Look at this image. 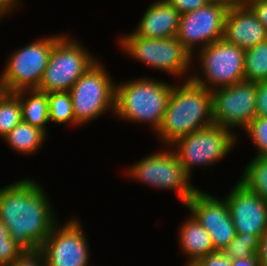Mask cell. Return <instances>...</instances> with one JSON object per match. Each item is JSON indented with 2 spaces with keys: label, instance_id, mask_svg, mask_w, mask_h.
Masks as SVG:
<instances>
[{
  "label": "cell",
  "instance_id": "6da1fadb",
  "mask_svg": "<svg viewBox=\"0 0 267 266\" xmlns=\"http://www.w3.org/2000/svg\"><path fill=\"white\" fill-rule=\"evenodd\" d=\"M36 182L28 177L0 188V220L23 252L39 250L57 223L45 190Z\"/></svg>",
  "mask_w": 267,
  "mask_h": 266
},
{
  "label": "cell",
  "instance_id": "7a4b0ae2",
  "mask_svg": "<svg viewBox=\"0 0 267 266\" xmlns=\"http://www.w3.org/2000/svg\"><path fill=\"white\" fill-rule=\"evenodd\" d=\"M213 124L211 90L187 78L183 84L173 85L162 124L155 134L167 148L179 138Z\"/></svg>",
  "mask_w": 267,
  "mask_h": 266
},
{
  "label": "cell",
  "instance_id": "3957f363",
  "mask_svg": "<svg viewBox=\"0 0 267 266\" xmlns=\"http://www.w3.org/2000/svg\"><path fill=\"white\" fill-rule=\"evenodd\" d=\"M174 84L150 77L115 82L114 116L124 121L146 123L152 131L160 128Z\"/></svg>",
  "mask_w": 267,
  "mask_h": 266
},
{
  "label": "cell",
  "instance_id": "277c9868",
  "mask_svg": "<svg viewBox=\"0 0 267 266\" xmlns=\"http://www.w3.org/2000/svg\"><path fill=\"white\" fill-rule=\"evenodd\" d=\"M118 44L132 59L155 70L169 73L176 78L184 79L183 77L188 76L187 71L189 72L193 58L177 37L154 39L129 32L119 38Z\"/></svg>",
  "mask_w": 267,
  "mask_h": 266
},
{
  "label": "cell",
  "instance_id": "5b68a950",
  "mask_svg": "<svg viewBox=\"0 0 267 266\" xmlns=\"http://www.w3.org/2000/svg\"><path fill=\"white\" fill-rule=\"evenodd\" d=\"M76 38L64 34L54 45L38 91L69 92L75 82L97 61Z\"/></svg>",
  "mask_w": 267,
  "mask_h": 266
},
{
  "label": "cell",
  "instance_id": "8992f818",
  "mask_svg": "<svg viewBox=\"0 0 267 266\" xmlns=\"http://www.w3.org/2000/svg\"><path fill=\"white\" fill-rule=\"evenodd\" d=\"M75 122L83 126L106 112L115 113V83L99 59L71 87Z\"/></svg>",
  "mask_w": 267,
  "mask_h": 266
},
{
  "label": "cell",
  "instance_id": "52a82bcc",
  "mask_svg": "<svg viewBox=\"0 0 267 266\" xmlns=\"http://www.w3.org/2000/svg\"><path fill=\"white\" fill-rule=\"evenodd\" d=\"M238 135L218 125H211L176 140L170 148L184 172L191 177L193 167L212 166L227 156L237 144Z\"/></svg>",
  "mask_w": 267,
  "mask_h": 266
},
{
  "label": "cell",
  "instance_id": "ba28073f",
  "mask_svg": "<svg viewBox=\"0 0 267 266\" xmlns=\"http://www.w3.org/2000/svg\"><path fill=\"white\" fill-rule=\"evenodd\" d=\"M61 33L45 38L13 51L8 57L4 71L0 73L3 90L17 92L38 89L48 65L53 45L63 36Z\"/></svg>",
  "mask_w": 267,
  "mask_h": 266
},
{
  "label": "cell",
  "instance_id": "9c48e42d",
  "mask_svg": "<svg viewBox=\"0 0 267 266\" xmlns=\"http://www.w3.org/2000/svg\"><path fill=\"white\" fill-rule=\"evenodd\" d=\"M197 62L200 75L196 72L188 78L208 90L230 86L245 79V50L224 39L198 48ZM204 77V78H203Z\"/></svg>",
  "mask_w": 267,
  "mask_h": 266
},
{
  "label": "cell",
  "instance_id": "30bf717a",
  "mask_svg": "<svg viewBox=\"0 0 267 266\" xmlns=\"http://www.w3.org/2000/svg\"><path fill=\"white\" fill-rule=\"evenodd\" d=\"M126 170L128 177L148 184L149 187L173 190L184 206L198 189L190 183V177L184 172L183 166L170 146L165 151L142 158L128 166Z\"/></svg>",
  "mask_w": 267,
  "mask_h": 266
},
{
  "label": "cell",
  "instance_id": "8fae6325",
  "mask_svg": "<svg viewBox=\"0 0 267 266\" xmlns=\"http://www.w3.org/2000/svg\"><path fill=\"white\" fill-rule=\"evenodd\" d=\"M211 93L215 125L236 135L234 129L245 131L256 117L257 82L244 79L230 86L213 89Z\"/></svg>",
  "mask_w": 267,
  "mask_h": 266
},
{
  "label": "cell",
  "instance_id": "7c38bea8",
  "mask_svg": "<svg viewBox=\"0 0 267 266\" xmlns=\"http://www.w3.org/2000/svg\"><path fill=\"white\" fill-rule=\"evenodd\" d=\"M57 222L39 249L46 266H89L90 251L86 233L78 217H70L65 225Z\"/></svg>",
  "mask_w": 267,
  "mask_h": 266
},
{
  "label": "cell",
  "instance_id": "4fadbf2b",
  "mask_svg": "<svg viewBox=\"0 0 267 266\" xmlns=\"http://www.w3.org/2000/svg\"><path fill=\"white\" fill-rule=\"evenodd\" d=\"M228 9L221 4L208 3L202 8L180 15L176 37L192 58L197 47L202 49L223 39Z\"/></svg>",
  "mask_w": 267,
  "mask_h": 266
},
{
  "label": "cell",
  "instance_id": "5bb4252c",
  "mask_svg": "<svg viewBox=\"0 0 267 266\" xmlns=\"http://www.w3.org/2000/svg\"><path fill=\"white\" fill-rule=\"evenodd\" d=\"M185 206L210 234L215 250L222 251L236 236L225 198L221 200L197 189Z\"/></svg>",
  "mask_w": 267,
  "mask_h": 266
},
{
  "label": "cell",
  "instance_id": "9a60e30c",
  "mask_svg": "<svg viewBox=\"0 0 267 266\" xmlns=\"http://www.w3.org/2000/svg\"><path fill=\"white\" fill-rule=\"evenodd\" d=\"M236 234L259 238L267 231V201L237 181L225 196Z\"/></svg>",
  "mask_w": 267,
  "mask_h": 266
},
{
  "label": "cell",
  "instance_id": "2e32d148",
  "mask_svg": "<svg viewBox=\"0 0 267 266\" xmlns=\"http://www.w3.org/2000/svg\"><path fill=\"white\" fill-rule=\"evenodd\" d=\"M223 39L247 50L267 40V30L248 5L228 9Z\"/></svg>",
  "mask_w": 267,
  "mask_h": 266
},
{
  "label": "cell",
  "instance_id": "e0dca14e",
  "mask_svg": "<svg viewBox=\"0 0 267 266\" xmlns=\"http://www.w3.org/2000/svg\"><path fill=\"white\" fill-rule=\"evenodd\" d=\"M180 13L167 0L152 2L134 29L139 36L154 39L176 37L179 30Z\"/></svg>",
  "mask_w": 267,
  "mask_h": 266
},
{
  "label": "cell",
  "instance_id": "ac0fdd59",
  "mask_svg": "<svg viewBox=\"0 0 267 266\" xmlns=\"http://www.w3.org/2000/svg\"><path fill=\"white\" fill-rule=\"evenodd\" d=\"M180 227L177 239L182 252L188 257L185 266L193 265L200 258L216 251L210 234L192 214Z\"/></svg>",
  "mask_w": 267,
  "mask_h": 266
},
{
  "label": "cell",
  "instance_id": "d6986e66",
  "mask_svg": "<svg viewBox=\"0 0 267 266\" xmlns=\"http://www.w3.org/2000/svg\"><path fill=\"white\" fill-rule=\"evenodd\" d=\"M15 93L20 99L22 120L47 134L46 125L50 123L48 94L37 89L20 90Z\"/></svg>",
  "mask_w": 267,
  "mask_h": 266
},
{
  "label": "cell",
  "instance_id": "ffe728a7",
  "mask_svg": "<svg viewBox=\"0 0 267 266\" xmlns=\"http://www.w3.org/2000/svg\"><path fill=\"white\" fill-rule=\"evenodd\" d=\"M46 136L47 134L42 129L22 120L4 137V141L18 154L33 155L42 148Z\"/></svg>",
  "mask_w": 267,
  "mask_h": 266
},
{
  "label": "cell",
  "instance_id": "44dd1931",
  "mask_svg": "<svg viewBox=\"0 0 267 266\" xmlns=\"http://www.w3.org/2000/svg\"><path fill=\"white\" fill-rule=\"evenodd\" d=\"M248 163L239 181L267 201V156L255 155Z\"/></svg>",
  "mask_w": 267,
  "mask_h": 266
},
{
  "label": "cell",
  "instance_id": "7402d4cb",
  "mask_svg": "<svg viewBox=\"0 0 267 266\" xmlns=\"http://www.w3.org/2000/svg\"><path fill=\"white\" fill-rule=\"evenodd\" d=\"M22 121L19 96L15 92L3 91L0 95V138L4 137Z\"/></svg>",
  "mask_w": 267,
  "mask_h": 266
},
{
  "label": "cell",
  "instance_id": "603a6c76",
  "mask_svg": "<svg viewBox=\"0 0 267 266\" xmlns=\"http://www.w3.org/2000/svg\"><path fill=\"white\" fill-rule=\"evenodd\" d=\"M245 80L267 81V40L245 50Z\"/></svg>",
  "mask_w": 267,
  "mask_h": 266
},
{
  "label": "cell",
  "instance_id": "cb8c5ba5",
  "mask_svg": "<svg viewBox=\"0 0 267 266\" xmlns=\"http://www.w3.org/2000/svg\"><path fill=\"white\" fill-rule=\"evenodd\" d=\"M49 122L79 126L75 122L72 100L69 92H53L48 94Z\"/></svg>",
  "mask_w": 267,
  "mask_h": 266
},
{
  "label": "cell",
  "instance_id": "d4e9b609",
  "mask_svg": "<svg viewBox=\"0 0 267 266\" xmlns=\"http://www.w3.org/2000/svg\"><path fill=\"white\" fill-rule=\"evenodd\" d=\"M259 237L249 234H236L234 239L222 250L230 259L257 257Z\"/></svg>",
  "mask_w": 267,
  "mask_h": 266
},
{
  "label": "cell",
  "instance_id": "484cf974",
  "mask_svg": "<svg viewBox=\"0 0 267 266\" xmlns=\"http://www.w3.org/2000/svg\"><path fill=\"white\" fill-rule=\"evenodd\" d=\"M244 132L257 148L256 156H267V118L254 117Z\"/></svg>",
  "mask_w": 267,
  "mask_h": 266
},
{
  "label": "cell",
  "instance_id": "4316f807",
  "mask_svg": "<svg viewBox=\"0 0 267 266\" xmlns=\"http://www.w3.org/2000/svg\"><path fill=\"white\" fill-rule=\"evenodd\" d=\"M23 253L10 237L0 240V266L12 265Z\"/></svg>",
  "mask_w": 267,
  "mask_h": 266
},
{
  "label": "cell",
  "instance_id": "83f0119b",
  "mask_svg": "<svg viewBox=\"0 0 267 266\" xmlns=\"http://www.w3.org/2000/svg\"><path fill=\"white\" fill-rule=\"evenodd\" d=\"M193 266H232V259L223 251H214L200 258Z\"/></svg>",
  "mask_w": 267,
  "mask_h": 266
},
{
  "label": "cell",
  "instance_id": "f1b7e54d",
  "mask_svg": "<svg viewBox=\"0 0 267 266\" xmlns=\"http://www.w3.org/2000/svg\"><path fill=\"white\" fill-rule=\"evenodd\" d=\"M10 266H46L44 255L40 250L35 252H24Z\"/></svg>",
  "mask_w": 267,
  "mask_h": 266
},
{
  "label": "cell",
  "instance_id": "f546056e",
  "mask_svg": "<svg viewBox=\"0 0 267 266\" xmlns=\"http://www.w3.org/2000/svg\"><path fill=\"white\" fill-rule=\"evenodd\" d=\"M256 116L267 118V81L257 82Z\"/></svg>",
  "mask_w": 267,
  "mask_h": 266
},
{
  "label": "cell",
  "instance_id": "4dcf8cb0",
  "mask_svg": "<svg viewBox=\"0 0 267 266\" xmlns=\"http://www.w3.org/2000/svg\"><path fill=\"white\" fill-rule=\"evenodd\" d=\"M173 5L180 15L195 11L206 6L209 2L207 0H167Z\"/></svg>",
  "mask_w": 267,
  "mask_h": 266
},
{
  "label": "cell",
  "instance_id": "1f68e13d",
  "mask_svg": "<svg viewBox=\"0 0 267 266\" xmlns=\"http://www.w3.org/2000/svg\"><path fill=\"white\" fill-rule=\"evenodd\" d=\"M267 30V0H255L248 5Z\"/></svg>",
  "mask_w": 267,
  "mask_h": 266
},
{
  "label": "cell",
  "instance_id": "d6a6232c",
  "mask_svg": "<svg viewBox=\"0 0 267 266\" xmlns=\"http://www.w3.org/2000/svg\"><path fill=\"white\" fill-rule=\"evenodd\" d=\"M257 258L261 266H267V231L259 238Z\"/></svg>",
  "mask_w": 267,
  "mask_h": 266
},
{
  "label": "cell",
  "instance_id": "836d02e7",
  "mask_svg": "<svg viewBox=\"0 0 267 266\" xmlns=\"http://www.w3.org/2000/svg\"><path fill=\"white\" fill-rule=\"evenodd\" d=\"M21 0H0V20L12 10H17L18 6H20ZM20 3V4H18Z\"/></svg>",
  "mask_w": 267,
  "mask_h": 266
},
{
  "label": "cell",
  "instance_id": "e575fe53",
  "mask_svg": "<svg viewBox=\"0 0 267 266\" xmlns=\"http://www.w3.org/2000/svg\"><path fill=\"white\" fill-rule=\"evenodd\" d=\"M232 266H261L257 257L245 259H233Z\"/></svg>",
  "mask_w": 267,
  "mask_h": 266
},
{
  "label": "cell",
  "instance_id": "d590c367",
  "mask_svg": "<svg viewBox=\"0 0 267 266\" xmlns=\"http://www.w3.org/2000/svg\"><path fill=\"white\" fill-rule=\"evenodd\" d=\"M209 3H217L224 5L227 8H231L237 5L236 0H207Z\"/></svg>",
  "mask_w": 267,
  "mask_h": 266
},
{
  "label": "cell",
  "instance_id": "8d00e7d4",
  "mask_svg": "<svg viewBox=\"0 0 267 266\" xmlns=\"http://www.w3.org/2000/svg\"><path fill=\"white\" fill-rule=\"evenodd\" d=\"M9 237H10V233L8 231V228L0 220V240H6Z\"/></svg>",
  "mask_w": 267,
  "mask_h": 266
},
{
  "label": "cell",
  "instance_id": "74e56055",
  "mask_svg": "<svg viewBox=\"0 0 267 266\" xmlns=\"http://www.w3.org/2000/svg\"><path fill=\"white\" fill-rule=\"evenodd\" d=\"M253 1L255 0H236L237 5H249Z\"/></svg>",
  "mask_w": 267,
  "mask_h": 266
},
{
  "label": "cell",
  "instance_id": "f35d334b",
  "mask_svg": "<svg viewBox=\"0 0 267 266\" xmlns=\"http://www.w3.org/2000/svg\"><path fill=\"white\" fill-rule=\"evenodd\" d=\"M3 91H4L3 90V86H2V83H1V80H0V95L2 94Z\"/></svg>",
  "mask_w": 267,
  "mask_h": 266
}]
</instances>
